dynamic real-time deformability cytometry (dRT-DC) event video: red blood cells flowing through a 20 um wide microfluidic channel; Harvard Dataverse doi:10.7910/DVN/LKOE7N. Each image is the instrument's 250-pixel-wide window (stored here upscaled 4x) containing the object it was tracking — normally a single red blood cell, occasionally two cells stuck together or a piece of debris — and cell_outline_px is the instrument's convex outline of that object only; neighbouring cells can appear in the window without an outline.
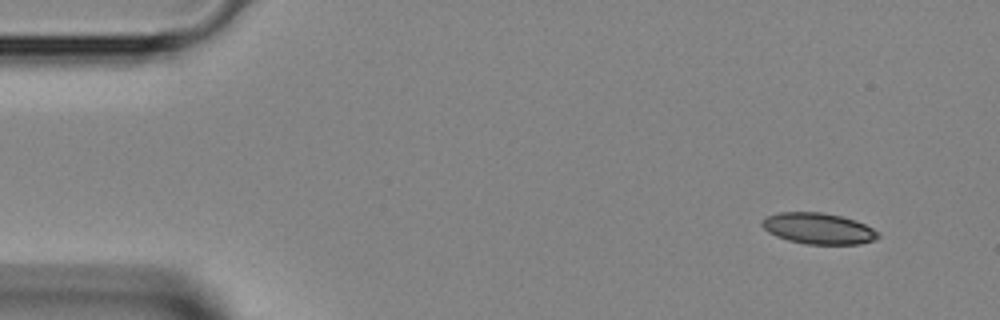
{"species": "Egyptian fruit bat (a non-hibernating species)", "species_latin": "Rousettus aegyptiacus", "temperature_condition": "room temperature", "stored_images_in_passage": 41, "camera_frame_rate_fps": 3000, "um_per_image_px": 0.085, "animal": {"sex": "female"}, "frame": {"image": 1, "passage_image": 1, "time_ms": 0.0, "image_size_px": [1000, 320], "cell_outline_px": [[880, 236], [872, 240], [860, 244], [808, 244], [788, 240], [776, 236], [768, 232], [760, 224], [760, 220], [764, 216], [780, 212], [820, 212], [840, 216], [856, 220], [880, 232]], "centroid_in_image_um": [69.53, 19.41], "position_along_channel_um": 15.5, "area_um2": 21.1}}
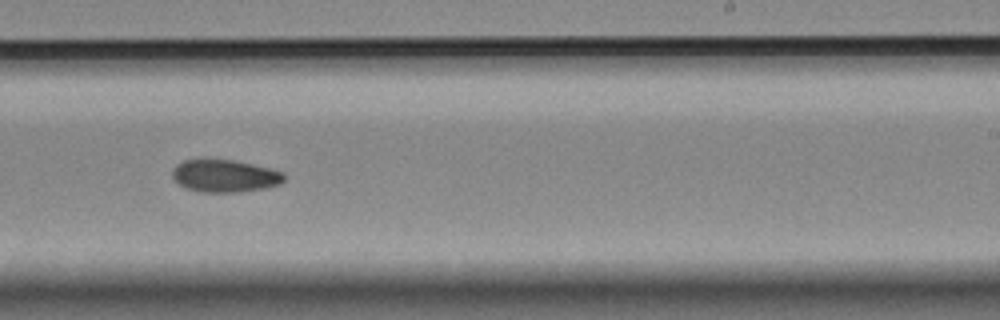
{"frame": {"image": 2, "passage_image": 24, "time_ms": 7.667, "image_size_px": [1000, 320], "cell_outline_px": [[284, 180], [280, 184], [264, 188], [240, 192], [200, 192], [188, 188], [180, 184], [172, 176], [172, 168], [176, 164], [184, 160], [232, 160], [272, 168], [284, 172]], "centroid_in_image_um": [19.13, 14.95], "position_along_channel_um": 269.9, "area_um2": 21.04}}
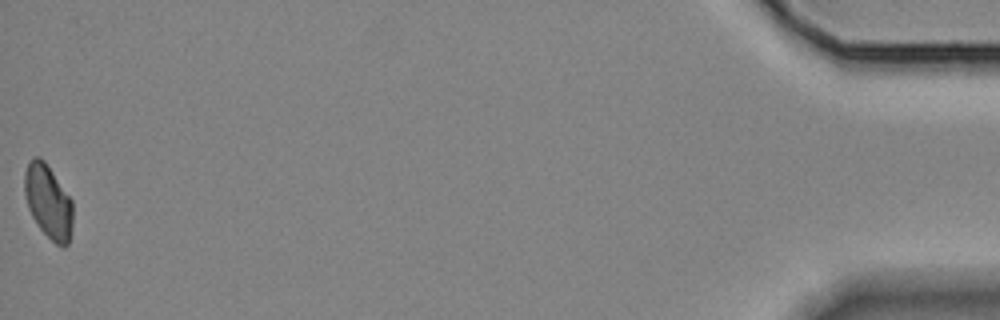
{"frame": {"image": 3, "passage_image": 41, "time_ms": 13.333, "image_size_px": [1000, 320], "cell_outline_px": [[72, 228], [68, 244], [64, 248], [56, 244], [40, 228], [32, 216], [28, 208], [24, 192], [24, 172], [32, 156], [40, 156], [44, 160], [72, 200]], "centroid_in_image_um": [4.09, 17.12], "position_along_channel_um": 431.1, "area_um2": 20.69}}